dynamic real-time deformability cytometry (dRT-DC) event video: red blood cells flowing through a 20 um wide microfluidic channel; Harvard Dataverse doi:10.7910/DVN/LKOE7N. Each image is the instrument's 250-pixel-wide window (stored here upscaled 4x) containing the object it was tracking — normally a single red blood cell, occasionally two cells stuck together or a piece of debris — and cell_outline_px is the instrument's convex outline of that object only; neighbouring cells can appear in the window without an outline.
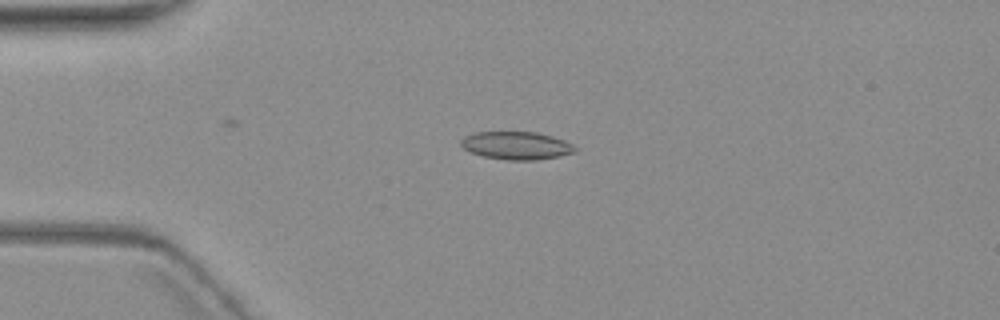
{"species": "common noctule bat (a hibernating species)", "species_latin": "Nyctalus noctula", "temperature_condition": "warm", "stored_images_in_passage": 7, "camera_frame_rate_fps": 3000, "um_per_image_px": 0.085, "animal": {"sex": "female", "body_mass_g": 19.3, "forearm_length_mm": 54.1}, "frame": {"image": 1, "passage_image": 5, "time_ms": 4.667, "image_size_px": [1000, 320], "cell_outline_px": [[576, 152], [560, 156], [536, 160], [508, 160], [484, 156], [472, 152], [464, 148], [460, 144], [460, 140], [464, 136], [476, 132], [536, 132], [552, 136], [564, 140], [572, 144], [576, 148]], "centroid_in_image_um": [43.91, 12.37], "position_along_channel_um": 41.1, "area_um2": 18.5}}
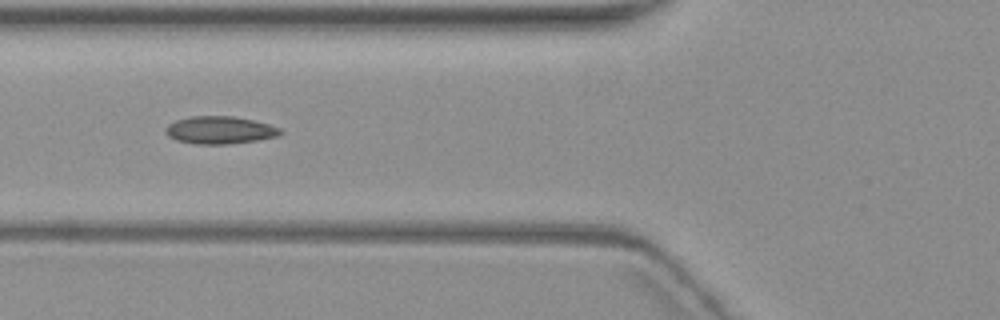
{"frame": {"image": 2, "passage_image": 7, "time_ms": 7.333, "image_size_px": [1000, 320], "cell_outline_px": [[284, 132], [280, 136], [256, 140], [228, 144], [192, 144], [176, 140], [168, 136], [164, 132], [164, 128], [168, 124], [176, 120], [192, 116], [232, 116], [252, 120], [268, 124], [280, 128]], "centroid_in_image_um": [18.66, 11.06], "position_along_channel_um": 107.1, "area_um2": 18.55}}